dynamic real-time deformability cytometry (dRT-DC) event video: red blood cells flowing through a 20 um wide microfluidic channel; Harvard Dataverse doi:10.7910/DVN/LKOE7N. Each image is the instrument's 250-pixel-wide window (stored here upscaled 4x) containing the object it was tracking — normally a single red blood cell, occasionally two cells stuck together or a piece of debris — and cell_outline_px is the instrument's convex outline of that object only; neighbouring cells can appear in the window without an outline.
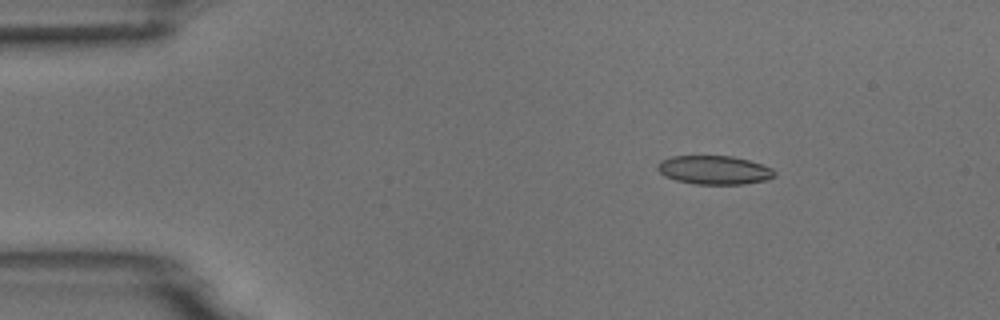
{"species": "common noctule bat (a hibernating species)", "species_latin": "Nyctalus noctula", "temperature_condition": "room temperature", "stored_images_in_passage": 5, "camera_frame_rate_fps": 3000, "um_per_image_px": 0.085, "animal": {"sex": "male", "body_mass_g": 18.8}, "frame": {"image": 1, "passage_image": 1, "time_ms": 0.0, "image_size_px": [1000, 320], "cell_outline_px": [[776, 176], [768, 180], [744, 184], [696, 184], [676, 180], [664, 176], [656, 168], [656, 164], [660, 160], [672, 156], [732, 156], [748, 160], [772, 168], [776, 172]], "centroid_in_image_um": [60.7, 14.45], "position_along_channel_um": 24.3, "area_um2": 19.71}}
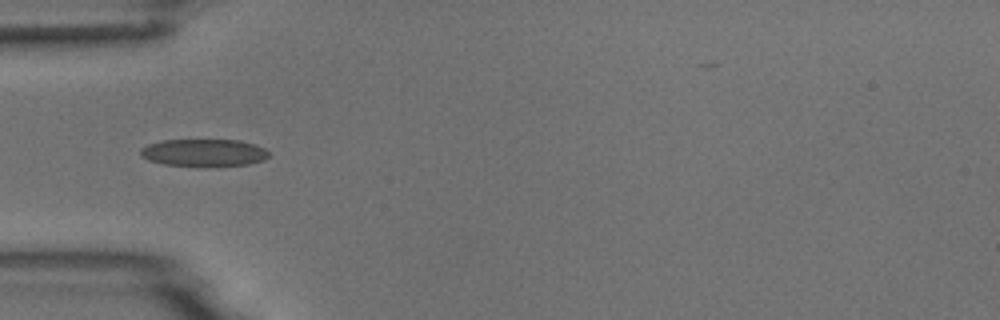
{"frame": {"image": 2, "passage_image": 3, "time_ms": 3.0, "image_size_px": [1000, 320], "cell_outline_px": [[268, 156], [264, 160], [248, 164], [164, 164], [148, 160], [140, 156], [140, 148], [148, 144], [160, 140], [240, 140], [256, 144], [264, 148], [268, 152]], "centroid_in_image_um": [17.3, 12.93], "position_along_channel_um": 67.7, "area_um2": 19.83}}